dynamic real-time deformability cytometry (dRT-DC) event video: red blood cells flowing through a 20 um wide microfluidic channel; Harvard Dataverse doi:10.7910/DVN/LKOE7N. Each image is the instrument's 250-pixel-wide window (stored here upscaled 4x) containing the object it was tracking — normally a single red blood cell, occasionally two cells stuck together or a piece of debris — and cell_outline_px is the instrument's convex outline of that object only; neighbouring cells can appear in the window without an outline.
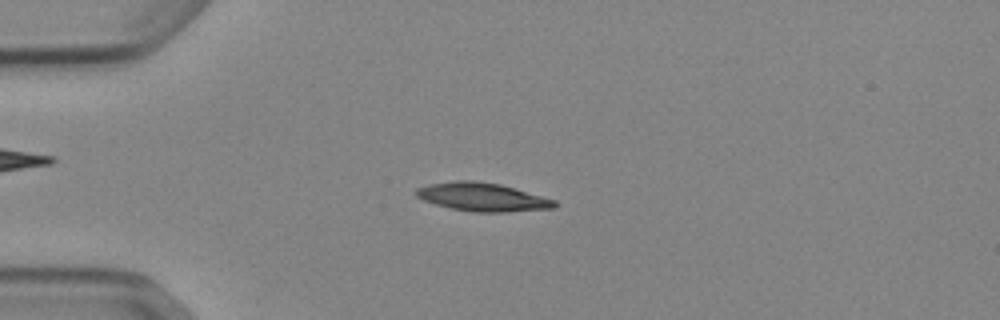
{"species": "Egyptian fruit bat (a non-hibernating species)", "species_latin": "Rousettus aegyptiacus", "temperature_condition": "cold", "stored_images_in_passage": 49, "camera_frame_rate_fps": 3000, "um_per_image_px": 0.085, "animal": {"sex": "female"}, "frame": {"image": 1, "passage_image": 10, "time_ms": 3.0, "image_size_px": [1000, 320], "cell_outline_px": [[560, 204], [556, 208], [508, 212], [472, 212], [452, 208], [436, 204], [424, 200], [416, 196], [412, 192], [416, 188], [428, 184], [456, 180], [472, 180], [500, 184], [556, 200]], "centroid_in_image_um": [41.02, 16.75], "position_along_channel_um": 44.0, "area_um2": 23.06}}
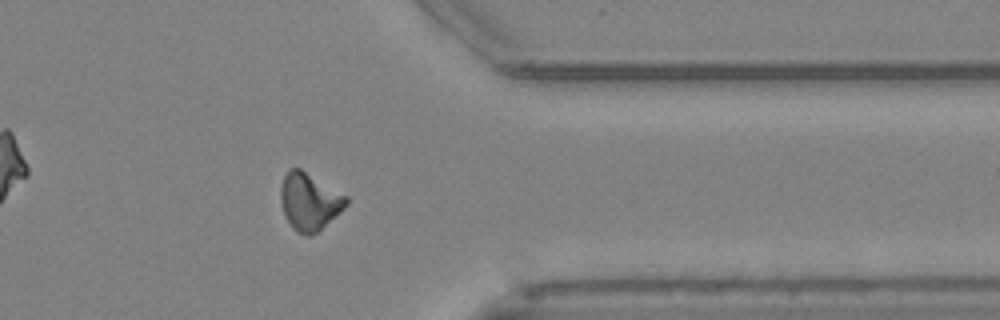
{"frame": {"image": 2, "passage_image": 39, "time_ms": 12.667, "image_size_px": [1000, 320], "cell_outline_px": [[348, 204], [340, 212], [316, 232], [308, 236], [304, 236], [292, 228], [284, 212], [280, 200], [280, 188], [284, 176], [288, 168], [300, 168], [348, 196]], "centroid_in_image_um": [26.29, 17.11], "position_along_channel_um": 385.1, "area_um2": 21.73}}
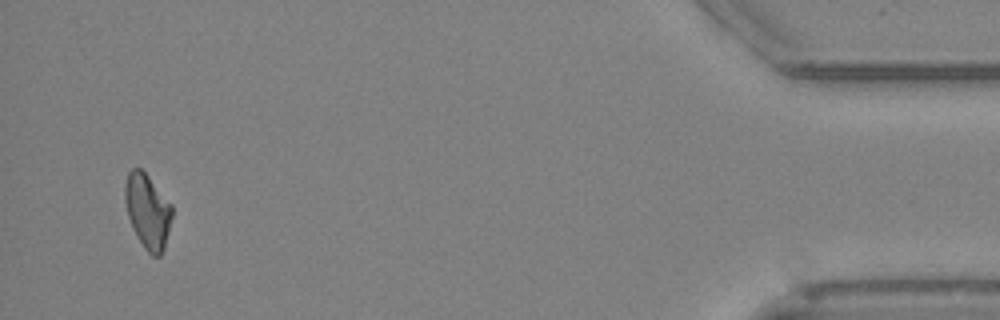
{"frame": {"image": 3, "passage_image": 47, "time_ms": 15.333, "image_size_px": [1000, 320], "cell_outline_px": [[172, 216], [164, 248], [160, 256], [152, 256], [144, 248], [136, 236], [132, 228], [128, 216], [124, 200], [124, 184], [128, 172], [132, 168], [140, 168], [148, 176], [172, 204]], "centroid_in_image_um": [12.53, 17.94], "position_along_channel_um": 422.7, "area_um2": 20.52}, "authors_computed_cell_mechanics": {"area_um2": 21.675, "velocity_mm_per_s": 3.8792, "shape_relaxation_time_tau1_ms": 5.7689, "shape_relaxation_time_tau2_ms": null, "deformation_change_tau1": 0.1645, "deformation_change_tau2": null}}